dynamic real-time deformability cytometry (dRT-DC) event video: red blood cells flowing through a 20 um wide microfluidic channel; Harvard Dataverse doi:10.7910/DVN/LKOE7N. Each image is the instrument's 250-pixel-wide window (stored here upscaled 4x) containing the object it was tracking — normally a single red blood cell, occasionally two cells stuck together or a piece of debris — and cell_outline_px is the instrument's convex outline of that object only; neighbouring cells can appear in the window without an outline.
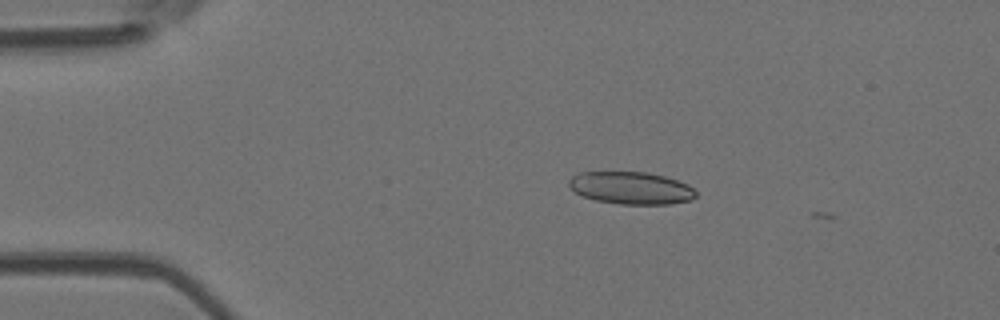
{"species": "Egyptian fruit bat (a non-hibernating species)", "species_latin": "Rousettus aegyptiacus", "temperature_condition": "room temperature", "stored_images_in_passage": 3, "camera_frame_rate_fps": 3000, "um_per_image_px": 0.085, "animal": {"sex": "female"}, "frame": {"image": 1, "passage_image": 2, "time_ms": 0.333, "image_size_px": [1000, 320], "cell_outline_px": [[696, 196], [692, 200], [668, 204], [620, 204], [596, 200], [584, 196], [576, 192], [568, 184], [568, 180], [572, 176], [580, 172], [648, 172], [664, 176], [688, 184], [696, 192]], "centroid_in_image_um": [53.65, 15.97], "position_along_channel_um": 31.3, "area_um2": 23.87}}